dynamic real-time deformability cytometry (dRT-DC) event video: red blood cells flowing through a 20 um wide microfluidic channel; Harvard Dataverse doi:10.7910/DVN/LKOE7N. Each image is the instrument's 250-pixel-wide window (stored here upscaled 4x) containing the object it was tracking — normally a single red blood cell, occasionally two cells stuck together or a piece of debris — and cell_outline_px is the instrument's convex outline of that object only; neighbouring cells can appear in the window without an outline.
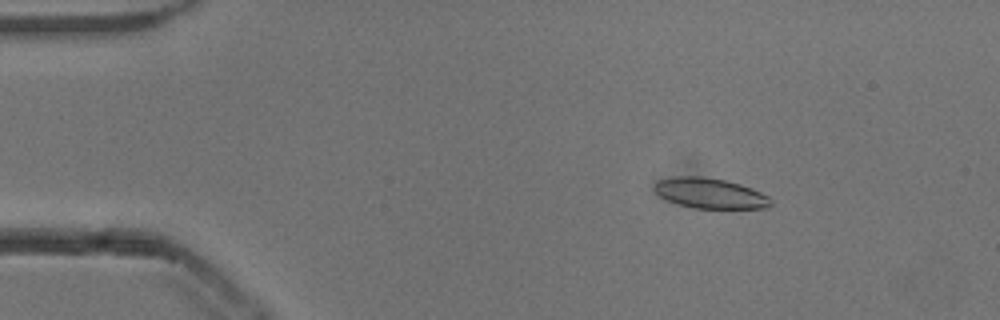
{"species": "common noctule bat (a hibernating species)", "species_latin": "Nyctalus noctula", "temperature_condition": "cold", "stored_images_in_passage": 48, "camera_frame_rate_fps": 3000, "um_per_image_px": 0.085, "animal": {"sex": "male", "body_mass_g": 13.3}, "frame": {"image": 1, "passage_image": 3, "time_ms": 0.667, "image_size_px": [1000, 320], "cell_outline_px": [[772, 204], [768, 208], [696, 208], [680, 204], [668, 200], [660, 196], [652, 188], [656, 180], [676, 176], [704, 176], [724, 180], [740, 184], [752, 188], [768, 196], [772, 200]], "centroid_in_image_um": [60.35, 16.41], "position_along_channel_um": 24.7, "area_um2": 20.58}}
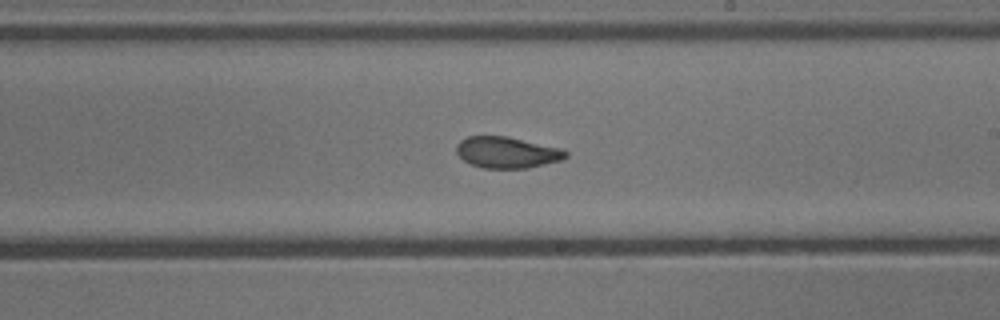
{"frame": {"image": 2, "passage_image": 26, "time_ms": 8.333, "image_size_px": [1000, 320], "cell_outline_px": [[568, 156], [560, 160], [528, 168], [484, 168], [472, 164], [464, 160], [456, 152], [456, 144], [460, 140], [468, 136], [508, 136], [560, 148], [568, 152]], "centroid_in_image_um": [43.08, 12.94], "position_along_channel_um": 245.9, "area_um2": 19.83}}
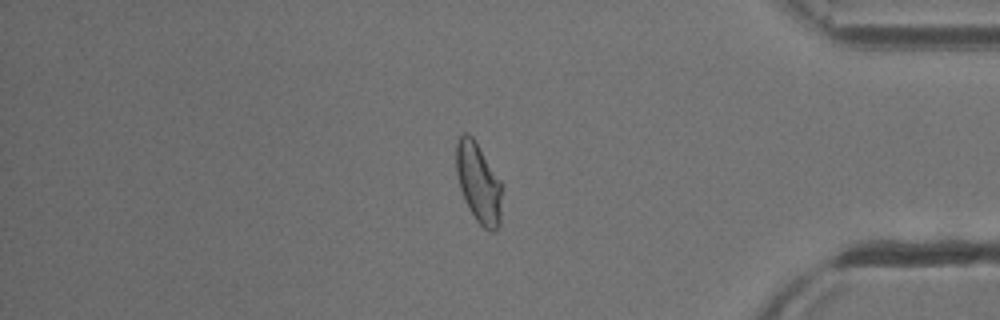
{"frame": {"image": 3, "passage_image": 40, "time_ms": 13.0, "image_size_px": [1000, 320], "cell_outline_px": [[500, 224], [496, 232], [488, 232], [476, 220], [468, 208], [460, 188], [456, 172], [456, 144], [460, 136], [464, 132], [468, 132], [472, 136], [500, 180]], "centroid_in_image_um": [40.65, 15.56], "position_along_channel_um": 394.5, "area_um2": 21.04}, "authors_computed_cell_mechanics": {"area_um2": 20.8369, "velocity_mm_per_s": 3.8321, "shape_relaxation_time_tau1_ms": 5.2012, "shape_relaxation_time_tau2_ms": 2.0994, "deformation_change_tau1": 0.1459, "deformation_change_tau2": 0.0762}}